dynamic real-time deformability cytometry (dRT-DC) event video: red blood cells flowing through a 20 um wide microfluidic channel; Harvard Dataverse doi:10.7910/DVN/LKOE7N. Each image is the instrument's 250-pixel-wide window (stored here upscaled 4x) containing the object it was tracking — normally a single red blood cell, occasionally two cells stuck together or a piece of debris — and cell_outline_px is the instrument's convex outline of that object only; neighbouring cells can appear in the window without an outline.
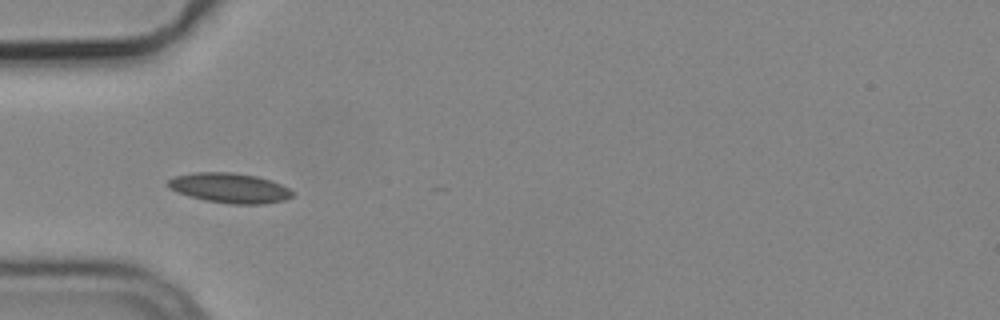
{"species": "common noctule bat (a hibernating species)", "species_latin": "Nyctalus noctula", "temperature_condition": "cold", "stored_images_in_passage": 14, "camera_frame_rate_fps": 3000, "um_per_image_px": 0.085, "animal": {"sex": "male", "body_mass_g": 19.2, "forearm_length_mm": 51.8}, "frame": {"image": 1, "passage_image": 5, "time_ms": 1.333, "image_size_px": [1000, 320], "cell_outline_px": [[296, 192], [292, 196], [284, 200], [264, 204], [232, 204], [204, 200], [188, 196], [176, 192], [168, 188], [168, 180], [176, 176], [196, 172], [232, 172], [256, 176], [272, 180]], "centroid_in_image_um": [19.53, 15.98], "position_along_channel_um": 65.5, "area_um2": 21.79}}
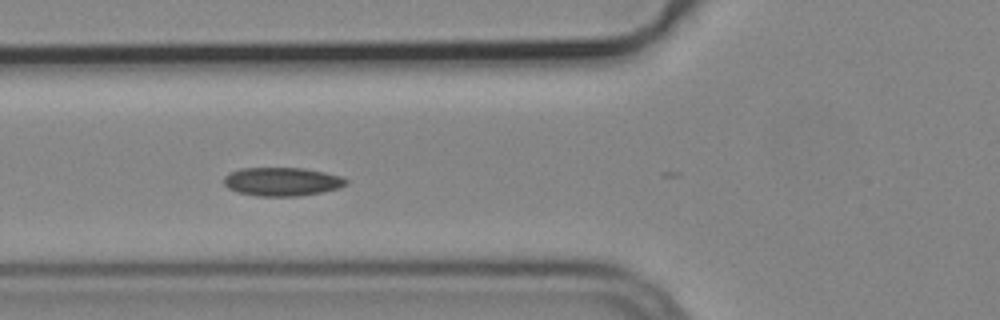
{"frame": {"image": 2, "passage_image": 8, "time_ms": 2.333, "image_size_px": [1000, 320], "cell_outline_px": [[348, 184], [340, 188], [300, 196], [256, 196], [236, 192], [228, 188], [224, 184], [224, 176], [228, 172], [240, 168], [304, 168], [344, 176], [348, 180]], "centroid_in_image_um": [23.98, 15.43], "position_along_channel_um": 101.8, "area_um2": 20.63}}
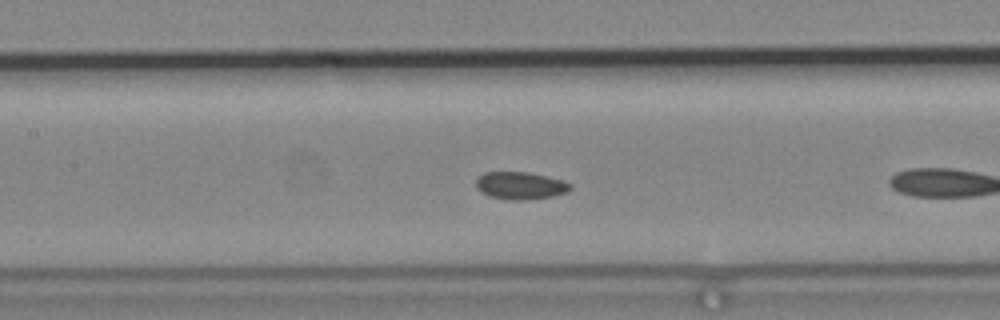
{"frame": {"image": 3, "passage_image": 10, "time_ms": 3.0, "image_size_px": [1000, 320], "cell_outline_px": [[572, 188], [564, 192], [552, 196], [528, 200], [508, 200], [488, 196], [480, 192], [476, 188], [476, 180], [484, 172], [528, 172], [560, 180], [572, 184]], "centroid_in_image_um": [44.18, 15.79], "position_along_channel_um": 163.2, "area_um2": 15.03}}